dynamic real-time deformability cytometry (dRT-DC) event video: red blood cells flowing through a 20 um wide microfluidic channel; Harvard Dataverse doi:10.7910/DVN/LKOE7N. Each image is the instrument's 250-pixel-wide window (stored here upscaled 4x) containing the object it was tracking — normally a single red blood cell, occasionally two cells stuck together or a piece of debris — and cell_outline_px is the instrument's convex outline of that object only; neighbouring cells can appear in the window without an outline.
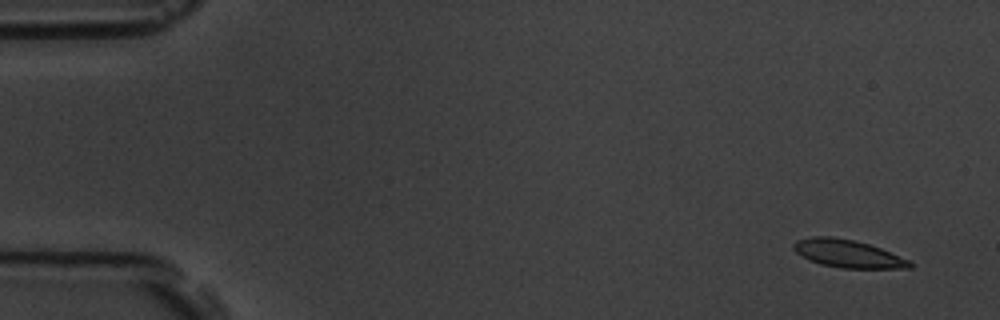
{"species": "common noctule bat (a hibernating species)", "species_latin": "Nyctalus noctula", "temperature_condition": "room temperature", "stored_images_in_passage": 5, "camera_frame_rate_fps": 3000, "um_per_image_px": 0.085, "animal": {"sex": "male", "body_mass_g": 19.5, "forearm_length_mm": 54.6}, "frame": {"image": 1, "passage_image": 1, "time_ms": 0.0, "image_size_px": [1000, 320], "cell_outline_px": [[916, 264], [912, 268], [840, 268], [820, 264], [808, 260], [800, 256], [792, 248], [792, 244], [796, 240], [812, 236], [832, 236], [852, 240], [868, 244], [880, 248], [908, 260]], "centroid_in_image_um": [72.02, 21.56], "position_along_channel_um": 13.0, "area_um2": 18.9}}
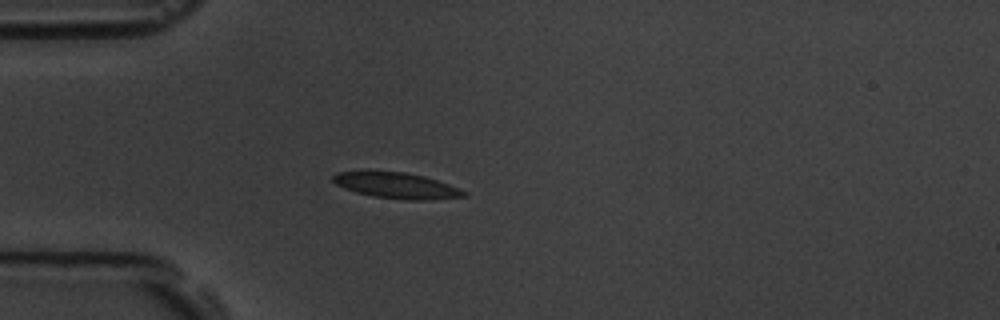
{"frame": {"image": 2, "passage_image": 4, "time_ms": 4.333, "image_size_px": [1000, 320], "cell_outline_px": [[468, 196], [432, 200], [408, 200], [372, 196], [356, 192], [344, 188], [336, 184], [332, 180], [332, 176], [336, 172], [404, 172], [424, 176], [460, 188], [468, 192]], "centroid_in_image_um": [33.76, 15.79], "position_along_channel_um": 51.2, "area_um2": 19.59}}